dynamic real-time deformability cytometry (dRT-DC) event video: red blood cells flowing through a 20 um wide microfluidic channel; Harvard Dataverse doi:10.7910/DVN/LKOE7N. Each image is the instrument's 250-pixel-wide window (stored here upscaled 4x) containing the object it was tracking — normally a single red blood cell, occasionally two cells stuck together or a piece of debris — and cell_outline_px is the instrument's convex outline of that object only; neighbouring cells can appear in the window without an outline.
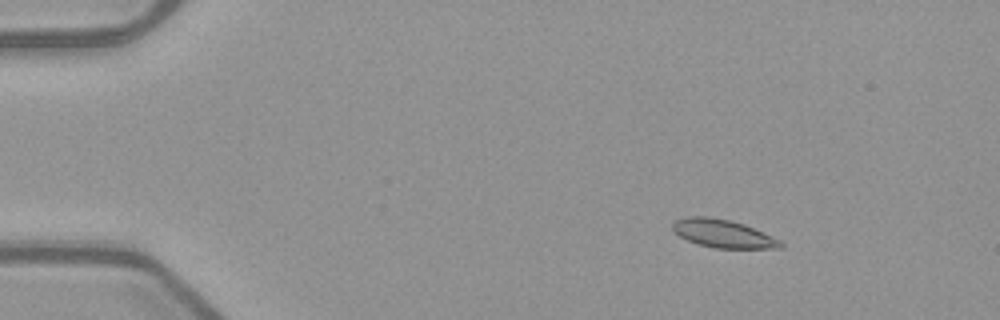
{"species": "common noctule bat (a hibernating species)", "species_latin": "Nyctalus noctula", "temperature_condition": "warm", "stored_images_in_passage": 53, "camera_frame_rate_fps": 3000, "um_per_image_px": 0.085, "animal": {"sex": "female", "body_mass_g": 21.9}, "frame": {"image": 1, "passage_image": 8, "time_ms": 2.333, "image_size_px": [1000, 320], "cell_outline_px": [[784, 248], [716, 248], [696, 244], [672, 232], [672, 220], [688, 216], [708, 216], [728, 220], [744, 224], [764, 232], [780, 240], [784, 244]], "centroid_in_image_um": [61.43, 19.85], "position_along_channel_um": 23.6, "area_um2": 17.86}}
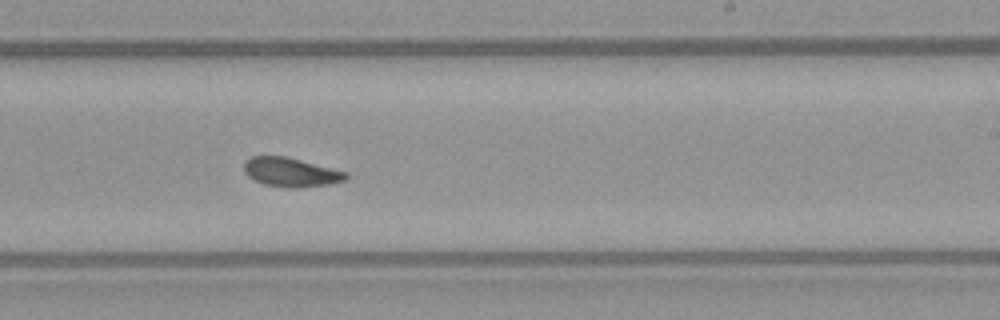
{"frame": {"image": 2, "passage_image": 33, "time_ms": 10.667, "image_size_px": [1000, 320], "cell_outline_px": [[348, 176], [344, 180], [328, 184], [292, 188], [288, 188], [264, 184], [248, 176], [244, 172], [244, 160], [252, 156], [284, 156], [348, 172]], "centroid_in_image_um": [24.69, 14.63], "position_along_channel_um": 264.3, "area_um2": 17.05}}
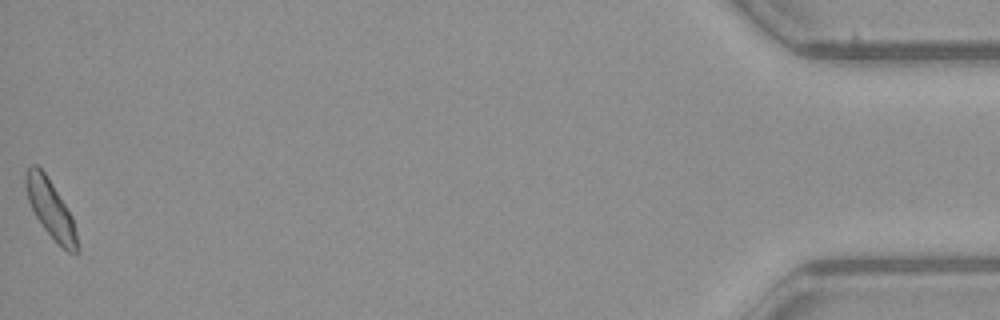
{"frame": {"image": 3, "passage_image": 53, "time_ms": 17.333, "image_size_px": [1000, 320], "cell_outline_px": [[80, 252], [76, 256], [68, 252], [44, 228], [36, 216], [28, 200], [24, 184], [24, 176], [28, 168], [32, 164], [36, 164], [44, 172], [52, 184], [72, 216], [80, 248]], "centroid_in_image_um": [4.32, 17.78], "position_along_channel_um": 430.9, "area_um2": 17.22}, "authors_computed_cell_mechanics": {"area_um2": 17.34, "velocity_mm_per_s": 3.9681, "shape_relaxation_time_tau1_ms": 5.9232, "shape_relaxation_time_tau2_ms": 2.6083, "deformation_change_tau1": 0.1338, "deformation_change_tau2": 0.0706}}